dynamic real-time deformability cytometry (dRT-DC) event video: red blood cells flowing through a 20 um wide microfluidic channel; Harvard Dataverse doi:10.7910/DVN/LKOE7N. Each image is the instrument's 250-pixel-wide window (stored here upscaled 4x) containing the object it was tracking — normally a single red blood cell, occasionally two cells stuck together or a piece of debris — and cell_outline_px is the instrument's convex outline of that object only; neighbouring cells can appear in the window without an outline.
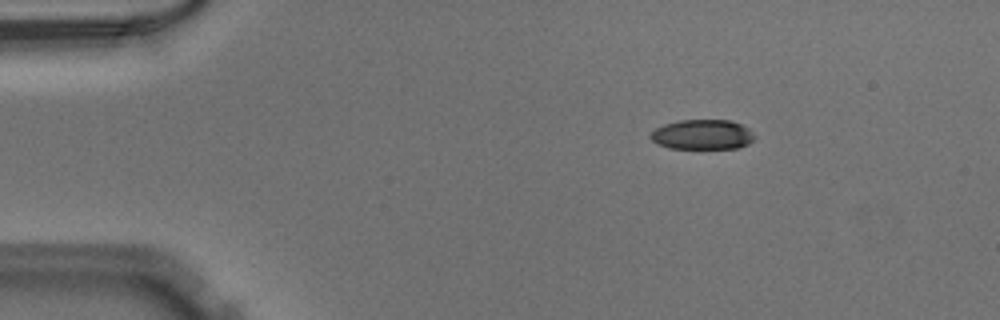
{"species": "Egyptian fruit bat (a non-hibernating species)", "species_latin": "Rousettus aegyptiacus", "temperature_condition": "warm", "stored_images_in_passage": 44, "camera_frame_rate_fps": 3000, "um_per_image_px": 0.085, "animal": {"sex": "male"}, "frame": {"image": 1, "passage_image": 1, "time_ms": 0.0, "image_size_px": [1000, 320], "cell_outline_px": [[756, 136], [748, 144], [740, 148], [668, 148], [656, 144], [648, 136], [656, 128], [664, 124], [680, 120], [732, 120], [748, 128]], "centroid_in_image_um": [59.7, 11.44], "position_along_channel_um": 25.3, "area_um2": 18.21}}
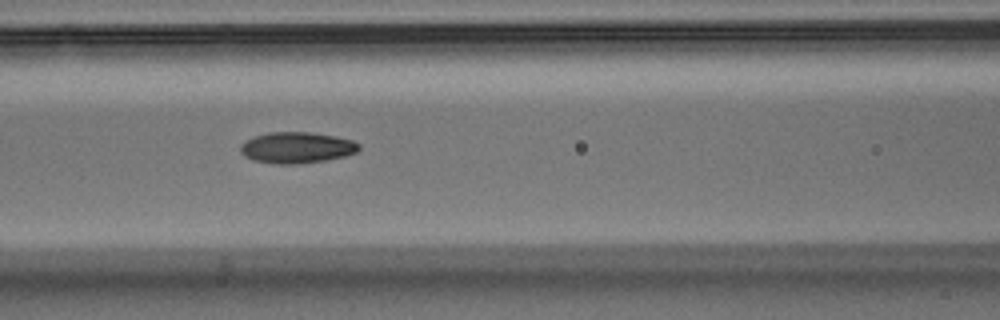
{"frame": {"image": 2, "passage_image": 15, "time_ms": 4.667, "image_size_px": [1000, 320], "cell_outline_px": [[360, 148], [356, 152], [344, 156], [328, 160], [300, 164], [272, 164], [252, 160], [244, 156], [240, 152], [240, 144], [244, 140], [268, 132], [308, 132], [336, 136], [352, 140], [360, 144]], "centroid_in_image_um": [25.2, 12.56], "position_along_channel_um": 141.4, "area_um2": 21.79}}
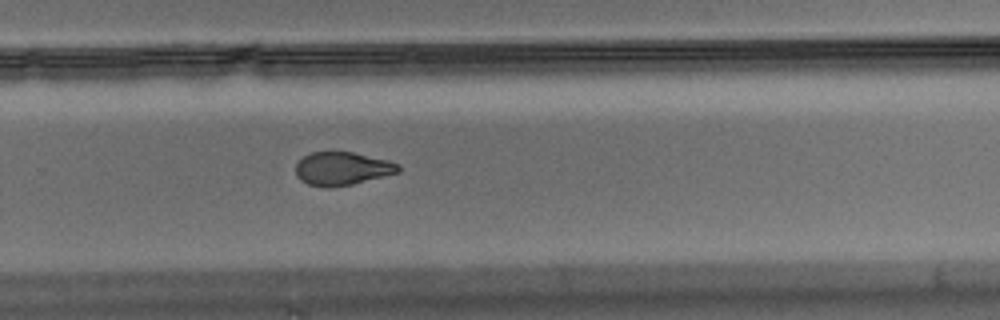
{"frame": {"image": 3, "passage_image": 27, "time_ms": 8.667, "image_size_px": [1000, 320], "cell_outline_px": [[400, 172], [352, 184], [308, 184], [300, 180], [296, 176], [296, 164], [304, 156], [312, 152], [352, 152], [388, 160], [400, 164]], "centroid_in_image_um": [29.12, 14.29], "position_along_channel_um": 300.7, "area_um2": 19.19}}